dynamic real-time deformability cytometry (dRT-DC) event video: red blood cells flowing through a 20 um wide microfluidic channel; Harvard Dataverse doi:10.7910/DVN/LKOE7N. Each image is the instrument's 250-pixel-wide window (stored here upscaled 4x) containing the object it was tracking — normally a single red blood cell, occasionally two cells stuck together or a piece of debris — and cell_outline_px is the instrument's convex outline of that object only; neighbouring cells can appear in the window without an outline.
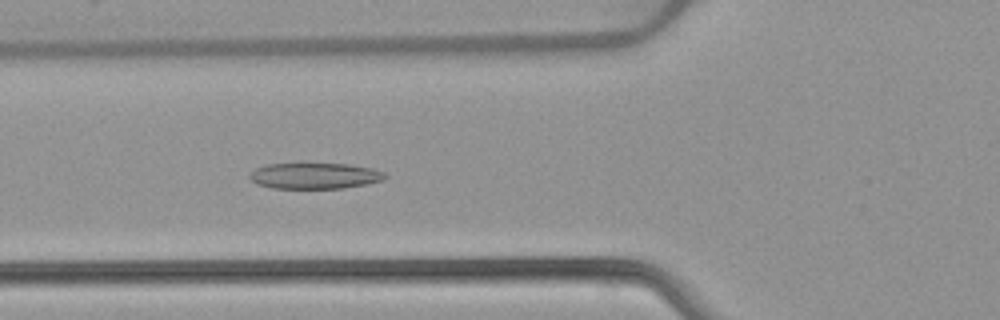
{"species": "common noctule bat (a hibernating species)", "species_latin": "Nyctalus noctula", "temperature_condition": "warm", "stored_images_in_passage": 54, "camera_frame_rate_fps": 3000, "um_per_image_px": 0.085, "animal": {"sex": "female", "body_mass_g": 22.7, "forearm_length_mm": 54.2}, "frame": {"image": 1, "passage_image": 20, "time_ms": 6.333, "image_size_px": [1000, 320], "cell_outline_px": [[388, 176], [384, 180], [344, 188], [272, 188], [256, 184], [248, 176], [256, 168], [268, 164], [304, 160], [348, 164], [372, 168], [384, 172]], "centroid_in_image_um": [26.73, 14.89], "position_along_channel_um": 99.1, "area_um2": 21.5}}
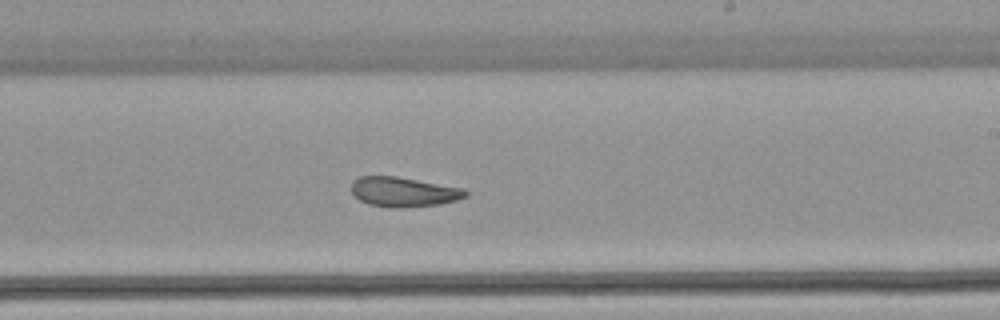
{"frame": {"image": 2, "passage_image": 32, "time_ms": 10.333, "image_size_px": [1000, 320], "cell_outline_px": [[468, 196], [456, 200], [440, 204], [400, 208], [392, 208], [368, 204], [360, 200], [352, 192], [352, 180], [360, 176], [396, 176], [464, 188], [468, 192]], "centroid_in_image_um": [34.31, 16.31], "position_along_channel_um": 254.7, "area_um2": 19.83}}
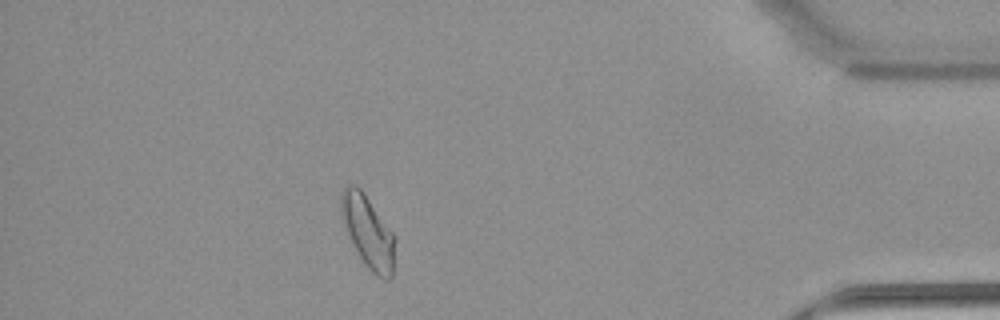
{"frame": {"image": 3, "passage_image": 47, "time_ms": 15.333, "image_size_px": [1000, 320], "cell_outline_px": [[396, 240], [392, 276], [388, 280], [384, 280], [376, 276], [364, 264], [348, 236], [340, 212], [340, 192], [348, 184], [356, 184], [360, 188], [396, 236]], "centroid_in_image_um": [31.28, 19.7], "position_along_channel_um": 403.9, "area_um2": 22.89}, "authors_computed_cell_mechanics": {"area_um2": 22.4553, "velocity_mm_per_s": 3.8975, "shape_relaxation_time_tau1_ms": null, "shape_relaxation_time_tau2_ms": 5.414, "deformation_change_tau1": null, "deformation_change_tau2": 0.1273}}